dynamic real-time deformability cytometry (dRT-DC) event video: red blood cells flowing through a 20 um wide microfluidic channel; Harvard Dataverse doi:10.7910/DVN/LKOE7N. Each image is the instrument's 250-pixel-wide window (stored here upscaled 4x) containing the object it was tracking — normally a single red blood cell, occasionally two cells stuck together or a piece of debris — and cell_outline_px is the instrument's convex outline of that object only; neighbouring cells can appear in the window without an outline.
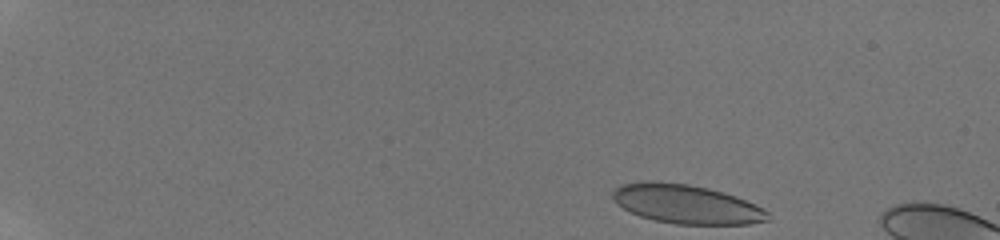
{"species": "human", "species_latin": "Homo sapiens", "temperature_condition": "room temperature", "stored_images_in_passage": 7, "camera_frame_rate_fps": 3000, "um_per_image_px": 0.085, "donor": {"sex": "male"}, "frame": {"image": 1, "passage_image": 1, "time_ms": 0.0, "image_size_px": [1000, 240], "cell_outline_px": [[772, 220], [748, 224], [676, 224], [652, 220], [640, 216], [616, 204], [612, 196], [612, 192], [620, 184], [644, 180], [656, 180], [688, 184], [708, 188], [724, 192], [736, 196], [764, 208], [768, 212]], "centroid_in_image_um": [58.34, 17.34], "position_along_channel_um": 26.7, "area_um2": 35.66}}